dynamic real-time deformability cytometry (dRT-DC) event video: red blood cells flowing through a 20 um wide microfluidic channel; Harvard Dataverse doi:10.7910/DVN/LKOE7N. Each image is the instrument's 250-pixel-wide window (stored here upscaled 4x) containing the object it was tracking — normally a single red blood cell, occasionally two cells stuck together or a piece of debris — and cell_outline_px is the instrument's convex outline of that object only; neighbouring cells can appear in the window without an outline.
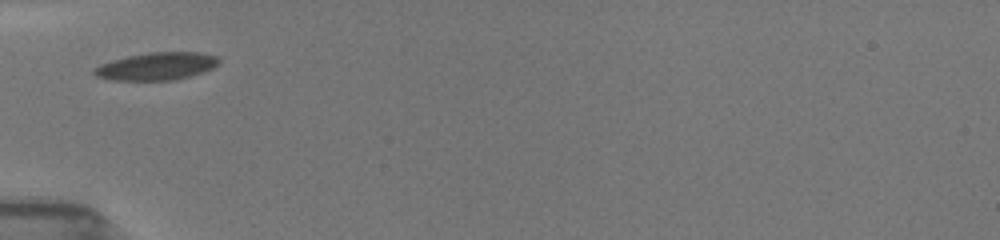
{"species": "common noctule bat (a hibernating species)", "species_latin": "Nyctalus noctula", "temperature_condition": "room temperature", "stored_images_in_passage": 35, "camera_frame_rate_fps": 3000, "um_per_image_px": 0.085, "animal": {"sex": "female", "body_mass_g": 19.5, "forearm_length_mm": 54.1}, "frame": {"image": 1, "passage_image": 1, "time_ms": 0.0, "image_size_px": [1000, 240], "cell_outline_px": [[220, 60], [212, 68], [176, 80], [108, 80], [96, 76], [92, 72], [92, 68], [100, 64], [112, 60], [128, 56], [152, 52], [196, 52], [216, 56]], "centroid_in_image_um": [13.24, 5.63], "position_along_channel_um": 71.8, "area_um2": 19.88}}
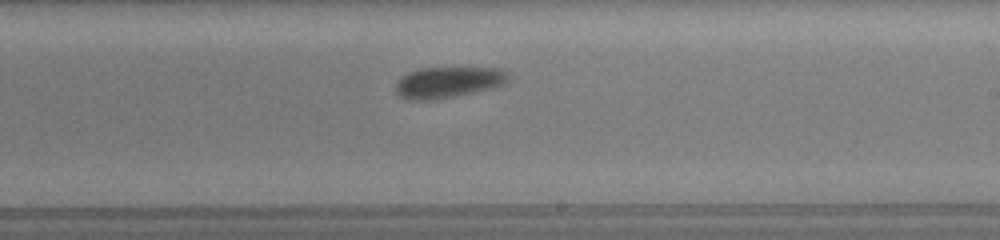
{"frame": {"image": 2, "passage_image": 15, "time_ms": 4.667, "image_size_px": [1000, 240], "cell_outline_px": [[508, 80], [504, 84], [492, 88], [432, 100], [412, 100], [400, 96], [396, 92], [396, 80], [400, 76], [408, 72], [420, 68], [504, 68], [508, 72]], "centroid_in_image_um": [38.08, 6.98], "position_along_channel_um": 250.9, "area_um2": 20.35}}
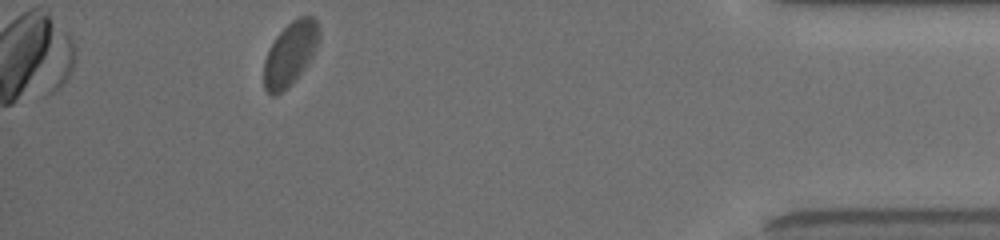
{"frame": {"image": 3, "passage_image": 31, "time_ms": 10.0, "image_size_px": [1000, 240], "cell_outline_px": [[320, 36], [316, 48], [308, 64], [288, 88], [276, 96], [272, 96], [264, 88], [264, 60], [276, 36], [292, 20], [300, 16], [312, 16], [316, 20], [320, 28]], "centroid_in_image_um": [24.68, 4.57], "position_along_channel_um": 410.5, "area_um2": 20.46}, "authors_computed_cell_mechanics": {"area_um2": 20.5768, "velocity_mm_per_s": 3.8657, "shape_relaxation_time_tau1_ms": 2.0888, "shape_relaxation_time_tau2_ms": null, "deformation_change_tau1": 0.0644, "deformation_change_tau2": null}}